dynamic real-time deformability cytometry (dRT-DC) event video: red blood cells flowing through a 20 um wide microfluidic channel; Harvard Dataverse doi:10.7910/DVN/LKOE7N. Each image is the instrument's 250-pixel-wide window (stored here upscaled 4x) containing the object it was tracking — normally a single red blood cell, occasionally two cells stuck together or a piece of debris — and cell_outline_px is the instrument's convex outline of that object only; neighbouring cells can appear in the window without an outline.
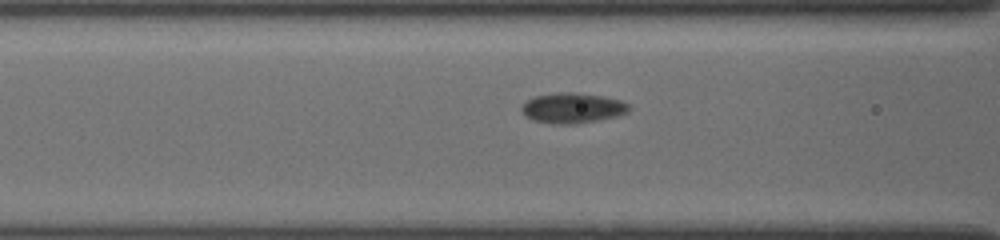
{"species": "common noctule bat (a hibernating species)", "species_latin": "Nyctalus noctula", "temperature_condition": "cold", "stored_images_in_passage": 8, "camera_frame_rate_fps": 3000, "um_per_image_px": 0.085, "animal": {"sex": "female", "body_mass_g": 19.5, "forearm_length_mm": 54.1}, "frame": {"image": 1, "passage_image": 5, "time_ms": 2.0, "image_size_px": [1000, 240], "cell_outline_px": [[632, 108], [628, 112], [620, 116], [576, 124], [556, 124], [532, 120], [524, 116], [520, 108], [528, 100], [536, 96], [556, 92], [576, 92], [604, 96], [620, 100], [628, 104]], "centroid_in_image_um": [48.69, 9.18], "position_along_channel_um": 117.9, "area_um2": 19.19}}
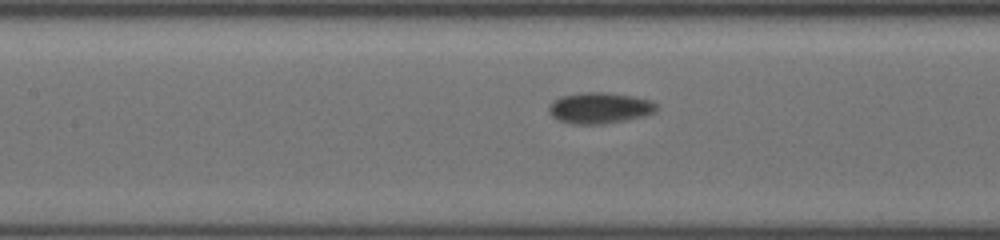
{"frame": {"image": 2, "passage_image": 7, "time_ms": 3.0, "image_size_px": [1000, 240], "cell_outline_px": [[656, 112], [644, 116], [628, 120], [604, 124], [568, 124], [552, 116], [548, 112], [548, 104], [552, 100], [560, 96], [584, 92], [608, 92], [636, 96], [648, 100], [656, 104]], "centroid_in_image_um": [50.94, 9.18], "position_along_channel_um": 156.5, "area_um2": 19.83}}